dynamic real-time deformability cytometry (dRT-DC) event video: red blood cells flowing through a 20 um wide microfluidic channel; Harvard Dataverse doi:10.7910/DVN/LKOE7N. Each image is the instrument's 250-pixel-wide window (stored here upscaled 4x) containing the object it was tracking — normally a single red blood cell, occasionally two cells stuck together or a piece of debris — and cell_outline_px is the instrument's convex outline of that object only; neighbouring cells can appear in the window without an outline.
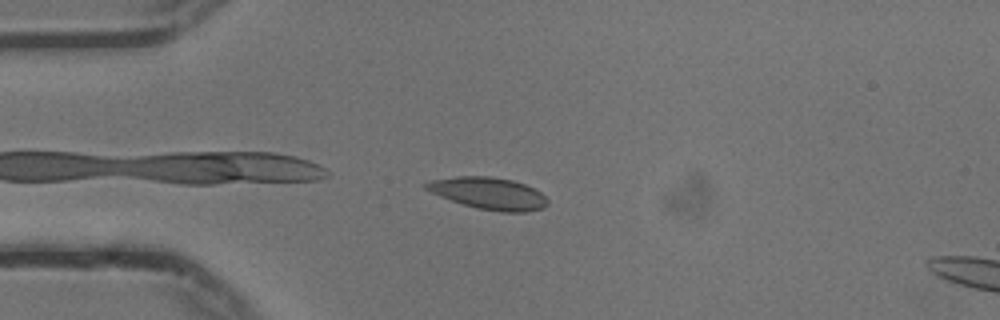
{"species": "common noctule bat (a hibernating species)", "species_latin": "Nyctalus noctula", "temperature_condition": "cold", "stored_images_in_passage": 43, "camera_frame_rate_fps": 3000, "um_per_image_px": 0.085, "animal": {"sex": "male", "body_mass_g": 13.3}, "frame": {"image": 1, "passage_image": 2, "time_ms": 0.333, "image_size_px": [1000, 320], "cell_outline_px": [[548, 204], [544, 208], [528, 212], [500, 212], [476, 208], [440, 196], [424, 188], [424, 184], [432, 180], [456, 176], [488, 176], [512, 180], [524, 184], [540, 192], [548, 200]], "centroid_in_image_um": [41.56, 16.44], "position_along_channel_um": 43.4, "area_um2": 22.48}}
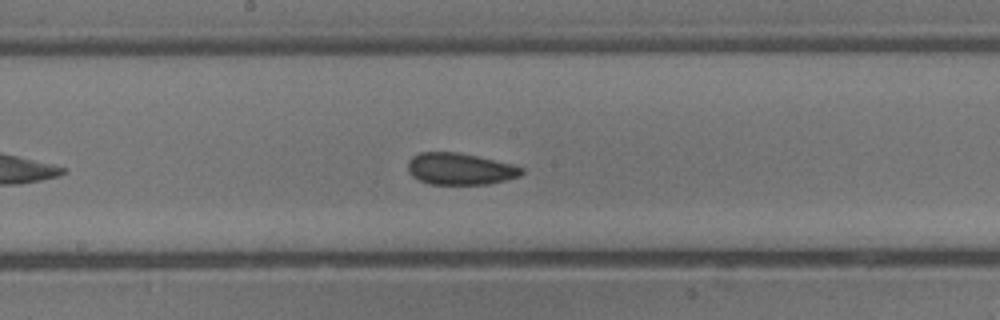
{"frame": {"image": 2, "passage_image": 17, "time_ms": 5.333, "image_size_px": [1000, 320], "cell_outline_px": [[524, 172], [520, 176], [488, 184], [428, 184], [412, 176], [408, 172], [408, 160], [412, 156], [420, 152], [456, 152], [476, 156], [512, 164], [524, 168]], "centroid_in_image_um": [39.08, 14.35], "position_along_channel_um": 209.1, "area_um2": 20.98}}
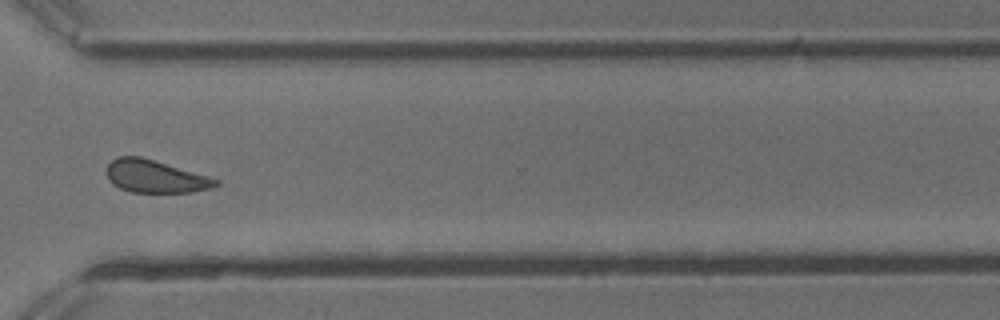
{"frame": {"image": 3, "passage_image": 29, "time_ms": 9.333, "image_size_px": [1000, 320], "cell_outline_px": [[220, 184], [212, 188], [192, 192], [132, 192], [120, 188], [112, 184], [108, 180], [108, 164], [116, 156], [140, 156], [208, 176], [220, 180]], "centroid_in_image_um": [13.2, 15.0], "position_along_channel_um": 357.4, "area_um2": 20.63}, "authors_computed_cell_mechanics": {"area_um2": 21.1548, "velocity_mm_per_s": 3.7136, "shape_relaxation_time_tau1_ms": 3.4885, "shape_relaxation_time_tau2_ms": 3.1222, "deformation_change_tau1": 0.0669, "deformation_change_tau2": 0.0998}}